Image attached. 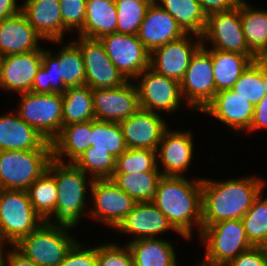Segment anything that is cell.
<instances>
[{
	"label": "cell",
	"instance_id": "1",
	"mask_svg": "<svg viewBox=\"0 0 267 266\" xmlns=\"http://www.w3.org/2000/svg\"><path fill=\"white\" fill-rule=\"evenodd\" d=\"M265 182L254 176L220 182L202 178V226L242 219L265 188Z\"/></svg>",
	"mask_w": 267,
	"mask_h": 266
},
{
	"label": "cell",
	"instance_id": "2",
	"mask_svg": "<svg viewBox=\"0 0 267 266\" xmlns=\"http://www.w3.org/2000/svg\"><path fill=\"white\" fill-rule=\"evenodd\" d=\"M162 176L153 203L185 239L192 238V227L202 226V179Z\"/></svg>",
	"mask_w": 267,
	"mask_h": 266
},
{
	"label": "cell",
	"instance_id": "3",
	"mask_svg": "<svg viewBox=\"0 0 267 266\" xmlns=\"http://www.w3.org/2000/svg\"><path fill=\"white\" fill-rule=\"evenodd\" d=\"M85 65L79 47L70 41L52 54L43 49L42 64L31 88L33 93L63 94L69 87L85 85Z\"/></svg>",
	"mask_w": 267,
	"mask_h": 266
},
{
	"label": "cell",
	"instance_id": "4",
	"mask_svg": "<svg viewBox=\"0 0 267 266\" xmlns=\"http://www.w3.org/2000/svg\"><path fill=\"white\" fill-rule=\"evenodd\" d=\"M55 178L58 197L55 208V223L77 226L86 209V193L94 181H87L85 174L74 163L52 159L47 169ZM84 210V211H83Z\"/></svg>",
	"mask_w": 267,
	"mask_h": 266
},
{
	"label": "cell",
	"instance_id": "5",
	"mask_svg": "<svg viewBox=\"0 0 267 266\" xmlns=\"http://www.w3.org/2000/svg\"><path fill=\"white\" fill-rule=\"evenodd\" d=\"M73 226L43 222L14 247L38 266H58L77 242L68 230Z\"/></svg>",
	"mask_w": 267,
	"mask_h": 266
},
{
	"label": "cell",
	"instance_id": "6",
	"mask_svg": "<svg viewBox=\"0 0 267 266\" xmlns=\"http://www.w3.org/2000/svg\"><path fill=\"white\" fill-rule=\"evenodd\" d=\"M200 239L206 245L205 266H225L253 245L249 242L241 219L222 220L201 226Z\"/></svg>",
	"mask_w": 267,
	"mask_h": 266
},
{
	"label": "cell",
	"instance_id": "7",
	"mask_svg": "<svg viewBox=\"0 0 267 266\" xmlns=\"http://www.w3.org/2000/svg\"><path fill=\"white\" fill-rule=\"evenodd\" d=\"M44 221L24 190L0 189V243L14 246Z\"/></svg>",
	"mask_w": 267,
	"mask_h": 266
},
{
	"label": "cell",
	"instance_id": "8",
	"mask_svg": "<svg viewBox=\"0 0 267 266\" xmlns=\"http://www.w3.org/2000/svg\"><path fill=\"white\" fill-rule=\"evenodd\" d=\"M52 159V150L0 151V189L27 191Z\"/></svg>",
	"mask_w": 267,
	"mask_h": 266
},
{
	"label": "cell",
	"instance_id": "9",
	"mask_svg": "<svg viewBox=\"0 0 267 266\" xmlns=\"http://www.w3.org/2000/svg\"><path fill=\"white\" fill-rule=\"evenodd\" d=\"M17 114L48 142H52L62 128V94L21 93Z\"/></svg>",
	"mask_w": 267,
	"mask_h": 266
},
{
	"label": "cell",
	"instance_id": "10",
	"mask_svg": "<svg viewBox=\"0 0 267 266\" xmlns=\"http://www.w3.org/2000/svg\"><path fill=\"white\" fill-rule=\"evenodd\" d=\"M185 104L202 112L216 94L211 53L202 45L193 55L188 69L180 82Z\"/></svg>",
	"mask_w": 267,
	"mask_h": 266
},
{
	"label": "cell",
	"instance_id": "11",
	"mask_svg": "<svg viewBox=\"0 0 267 266\" xmlns=\"http://www.w3.org/2000/svg\"><path fill=\"white\" fill-rule=\"evenodd\" d=\"M214 45L210 48L242 55H255L249 48L242 31L239 5L233 9L209 14L201 37Z\"/></svg>",
	"mask_w": 267,
	"mask_h": 266
},
{
	"label": "cell",
	"instance_id": "12",
	"mask_svg": "<svg viewBox=\"0 0 267 266\" xmlns=\"http://www.w3.org/2000/svg\"><path fill=\"white\" fill-rule=\"evenodd\" d=\"M135 79L139 80L136 88L140 109L155 113L159 111L171 113L178 110L183 99L180 83L157 73L150 67Z\"/></svg>",
	"mask_w": 267,
	"mask_h": 266
},
{
	"label": "cell",
	"instance_id": "13",
	"mask_svg": "<svg viewBox=\"0 0 267 266\" xmlns=\"http://www.w3.org/2000/svg\"><path fill=\"white\" fill-rule=\"evenodd\" d=\"M110 60L130 81L150 66V52L137 35L114 32L99 39Z\"/></svg>",
	"mask_w": 267,
	"mask_h": 266
},
{
	"label": "cell",
	"instance_id": "14",
	"mask_svg": "<svg viewBox=\"0 0 267 266\" xmlns=\"http://www.w3.org/2000/svg\"><path fill=\"white\" fill-rule=\"evenodd\" d=\"M73 42L83 56L85 85L91 89L116 88L128 81L110 60L99 39L79 36V39Z\"/></svg>",
	"mask_w": 267,
	"mask_h": 266
},
{
	"label": "cell",
	"instance_id": "15",
	"mask_svg": "<svg viewBox=\"0 0 267 266\" xmlns=\"http://www.w3.org/2000/svg\"><path fill=\"white\" fill-rule=\"evenodd\" d=\"M89 191L94 204L89 216L114 229L137 203L111 179H94Z\"/></svg>",
	"mask_w": 267,
	"mask_h": 266
},
{
	"label": "cell",
	"instance_id": "16",
	"mask_svg": "<svg viewBox=\"0 0 267 266\" xmlns=\"http://www.w3.org/2000/svg\"><path fill=\"white\" fill-rule=\"evenodd\" d=\"M95 120L121 122L140 109L136 84L128 80L116 88L92 89Z\"/></svg>",
	"mask_w": 267,
	"mask_h": 266
},
{
	"label": "cell",
	"instance_id": "17",
	"mask_svg": "<svg viewBox=\"0 0 267 266\" xmlns=\"http://www.w3.org/2000/svg\"><path fill=\"white\" fill-rule=\"evenodd\" d=\"M195 38L196 42L191 41L188 34H185L181 38L153 50L150 53L149 67L180 83L193 55L203 45L200 37L196 36Z\"/></svg>",
	"mask_w": 267,
	"mask_h": 266
},
{
	"label": "cell",
	"instance_id": "18",
	"mask_svg": "<svg viewBox=\"0 0 267 266\" xmlns=\"http://www.w3.org/2000/svg\"><path fill=\"white\" fill-rule=\"evenodd\" d=\"M159 113L139 109L126 120L119 122L129 149H151L156 151L167 121Z\"/></svg>",
	"mask_w": 267,
	"mask_h": 266
},
{
	"label": "cell",
	"instance_id": "19",
	"mask_svg": "<svg viewBox=\"0 0 267 266\" xmlns=\"http://www.w3.org/2000/svg\"><path fill=\"white\" fill-rule=\"evenodd\" d=\"M190 131H171L166 129L163 132L161 141L157 147V159L163 165L160 171L163 176H184L193 159L194 144Z\"/></svg>",
	"mask_w": 267,
	"mask_h": 266
},
{
	"label": "cell",
	"instance_id": "20",
	"mask_svg": "<svg viewBox=\"0 0 267 266\" xmlns=\"http://www.w3.org/2000/svg\"><path fill=\"white\" fill-rule=\"evenodd\" d=\"M202 112L212 115L239 133L250 128L254 106L233 89H226L217 92Z\"/></svg>",
	"mask_w": 267,
	"mask_h": 266
},
{
	"label": "cell",
	"instance_id": "21",
	"mask_svg": "<svg viewBox=\"0 0 267 266\" xmlns=\"http://www.w3.org/2000/svg\"><path fill=\"white\" fill-rule=\"evenodd\" d=\"M115 230L134 235L133 240L157 238L168 230L180 234L153 202L136 203Z\"/></svg>",
	"mask_w": 267,
	"mask_h": 266
},
{
	"label": "cell",
	"instance_id": "22",
	"mask_svg": "<svg viewBox=\"0 0 267 266\" xmlns=\"http://www.w3.org/2000/svg\"><path fill=\"white\" fill-rule=\"evenodd\" d=\"M43 48L23 54L3 56L1 88L25 93L31 92L37 71L41 67Z\"/></svg>",
	"mask_w": 267,
	"mask_h": 266
},
{
	"label": "cell",
	"instance_id": "23",
	"mask_svg": "<svg viewBox=\"0 0 267 266\" xmlns=\"http://www.w3.org/2000/svg\"><path fill=\"white\" fill-rule=\"evenodd\" d=\"M184 35L176 20L156 0L149 6L137 33L138 39L150 53Z\"/></svg>",
	"mask_w": 267,
	"mask_h": 266
},
{
	"label": "cell",
	"instance_id": "24",
	"mask_svg": "<svg viewBox=\"0 0 267 266\" xmlns=\"http://www.w3.org/2000/svg\"><path fill=\"white\" fill-rule=\"evenodd\" d=\"M21 11L43 40L58 44L63 41L68 30L63 26L59 0H25Z\"/></svg>",
	"mask_w": 267,
	"mask_h": 266
},
{
	"label": "cell",
	"instance_id": "25",
	"mask_svg": "<svg viewBox=\"0 0 267 266\" xmlns=\"http://www.w3.org/2000/svg\"><path fill=\"white\" fill-rule=\"evenodd\" d=\"M39 39L43 40L22 11L0 21L1 56L39 50Z\"/></svg>",
	"mask_w": 267,
	"mask_h": 266
},
{
	"label": "cell",
	"instance_id": "26",
	"mask_svg": "<svg viewBox=\"0 0 267 266\" xmlns=\"http://www.w3.org/2000/svg\"><path fill=\"white\" fill-rule=\"evenodd\" d=\"M52 150L51 142L43 138L16 113L0 115V151Z\"/></svg>",
	"mask_w": 267,
	"mask_h": 266
},
{
	"label": "cell",
	"instance_id": "27",
	"mask_svg": "<svg viewBox=\"0 0 267 266\" xmlns=\"http://www.w3.org/2000/svg\"><path fill=\"white\" fill-rule=\"evenodd\" d=\"M92 120L62 126L58 136L51 142L53 159L65 163L63 157L73 163L91 147Z\"/></svg>",
	"mask_w": 267,
	"mask_h": 266
},
{
	"label": "cell",
	"instance_id": "28",
	"mask_svg": "<svg viewBox=\"0 0 267 266\" xmlns=\"http://www.w3.org/2000/svg\"><path fill=\"white\" fill-rule=\"evenodd\" d=\"M117 8L115 0H87L86 18L79 36L101 39L117 32Z\"/></svg>",
	"mask_w": 267,
	"mask_h": 266
},
{
	"label": "cell",
	"instance_id": "29",
	"mask_svg": "<svg viewBox=\"0 0 267 266\" xmlns=\"http://www.w3.org/2000/svg\"><path fill=\"white\" fill-rule=\"evenodd\" d=\"M212 56L216 93L232 89L242 72L252 61L259 59L256 55H242L218 49H207Z\"/></svg>",
	"mask_w": 267,
	"mask_h": 266
},
{
	"label": "cell",
	"instance_id": "30",
	"mask_svg": "<svg viewBox=\"0 0 267 266\" xmlns=\"http://www.w3.org/2000/svg\"><path fill=\"white\" fill-rule=\"evenodd\" d=\"M246 2L242 0L239 3L246 43L259 59H267V10L252 8Z\"/></svg>",
	"mask_w": 267,
	"mask_h": 266
},
{
	"label": "cell",
	"instance_id": "31",
	"mask_svg": "<svg viewBox=\"0 0 267 266\" xmlns=\"http://www.w3.org/2000/svg\"><path fill=\"white\" fill-rule=\"evenodd\" d=\"M134 266H177L174 248L169 241L159 238L130 240L127 243Z\"/></svg>",
	"mask_w": 267,
	"mask_h": 266
},
{
	"label": "cell",
	"instance_id": "32",
	"mask_svg": "<svg viewBox=\"0 0 267 266\" xmlns=\"http://www.w3.org/2000/svg\"><path fill=\"white\" fill-rule=\"evenodd\" d=\"M156 2L176 20L184 34L191 36L190 34L193 33L195 37L200 38L203 36L207 15L198 0H158Z\"/></svg>",
	"mask_w": 267,
	"mask_h": 266
},
{
	"label": "cell",
	"instance_id": "33",
	"mask_svg": "<svg viewBox=\"0 0 267 266\" xmlns=\"http://www.w3.org/2000/svg\"><path fill=\"white\" fill-rule=\"evenodd\" d=\"M62 104V126L95 120L92 89L87 85L67 88Z\"/></svg>",
	"mask_w": 267,
	"mask_h": 266
},
{
	"label": "cell",
	"instance_id": "34",
	"mask_svg": "<svg viewBox=\"0 0 267 266\" xmlns=\"http://www.w3.org/2000/svg\"><path fill=\"white\" fill-rule=\"evenodd\" d=\"M161 172L113 174L111 180L137 203L153 202L156 199Z\"/></svg>",
	"mask_w": 267,
	"mask_h": 266
},
{
	"label": "cell",
	"instance_id": "35",
	"mask_svg": "<svg viewBox=\"0 0 267 266\" xmlns=\"http://www.w3.org/2000/svg\"><path fill=\"white\" fill-rule=\"evenodd\" d=\"M27 192L35 212L42 220L44 222L55 223L58 190L54 176L46 170L30 185Z\"/></svg>",
	"mask_w": 267,
	"mask_h": 266
},
{
	"label": "cell",
	"instance_id": "36",
	"mask_svg": "<svg viewBox=\"0 0 267 266\" xmlns=\"http://www.w3.org/2000/svg\"><path fill=\"white\" fill-rule=\"evenodd\" d=\"M91 147L106 150L115 158L128 149L119 123L99 120H92Z\"/></svg>",
	"mask_w": 267,
	"mask_h": 266
},
{
	"label": "cell",
	"instance_id": "37",
	"mask_svg": "<svg viewBox=\"0 0 267 266\" xmlns=\"http://www.w3.org/2000/svg\"><path fill=\"white\" fill-rule=\"evenodd\" d=\"M232 89L256 106L266 95V83L262 80V59L252 61Z\"/></svg>",
	"mask_w": 267,
	"mask_h": 266
},
{
	"label": "cell",
	"instance_id": "38",
	"mask_svg": "<svg viewBox=\"0 0 267 266\" xmlns=\"http://www.w3.org/2000/svg\"><path fill=\"white\" fill-rule=\"evenodd\" d=\"M154 0H115L117 8V32L137 35L146 12Z\"/></svg>",
	"mask_w": 267,
	"mask_h": 266
},
{
	"label": "cell",
	"instance_id": "39",
	"mask_svg": "<svg viewBox=\"0 0 267 266\" xmlns=\"http://www.w3.org/2000/svg\"><path fill=\"white\" fill-rule=\"evenodd\" d=\"M157 153L151 149H127L116 158L114 174L160 172Z\"/></svg>",
	"mask_w": 267,
	"mask_h": 266
},
{
	"label": "cell",
	"instance_id": "40",
	"mask_svg": "<svg viewBox=\"0 0 267 266\" xmlns=\"http://www.w3.org/2000/svg\"><path fill=\"white\" fill-rule=\"evenodd\" d=\"M93 179H111L116 168V158L106 150H93L89 147L73 162Z\"/></svg>",
	"mask_w": 267,
	"mask_h": 266
},
{
	"label": "cell",
	"instance_id": "41",
	"mask_svg": "<svg viewBox=\"0 0 267 266\" xmlns=\"http://www.w3.org/2000/svg\"><path fill=\"white\" fill-rule=\"evenodd\" d=\"M241 221L249 242L253 246H260L267 237V198H263L262 191Z\"/></svg>",
	"mask_w": 267,
	"mask_h": 266
},
{
	"label": "cell",
	"instance_id": "42",
	"mask_svg": "<svg viewBox=\"0 0 267 266\" xmlns=\"http://www.w3.org/2000/svg\"><path fill=\"white\" fill-rule=\"evenodd\" d=\"M96 261L97 266H134L128 245L118 246L114 243L96 247Z\"/></svg>",
	"mask_w": 267,
	"mask_h": 266
},
{
	"label": "cell",
	"instance_id": "43",
	"mask_svg": "<svg viewBox=\"0 0 267 266\" xmlns=\"http://www.w3.org/2000/svg\"><path fill=\"white\" fill-rule=\"evenodd\" d=\"M86 1L59 0L63 26L68 32H73L74 29L79 32L83 28L86 18Z\"/></svg>",
	"mask_w": 267,
	"mask_h": 266
},
{
	"label": "cell",
	"instance_id": "44",
	"mask_svg": "<svg viewBox=\"0 0 267 266\" xmlns=\"http://www.w3.org/2000/svg\"><path fill=\"white\" fill-rule=\"evenodd\" d=\"M58 266H97L96 247H83L77 241Z\"/></svg>",
	"mask_w": 267,
	"mask_h": 266
},
{
	"label": "cell",
	"instance_id": "45",
	"mask_svg": "<svg viewBox=\"0 0 267 266\" xmlns=\"http://www.w3.org/2000/svg\"><path fill=\"white\" fill-rule=\"evenodd\" d=\"M225 266H267V256L259 246H253Z\"/></svg>",
	"mask_w": 267,
	"mask_h": 266
},
{
	"label": "cell",
	"instance_id": "46",
	"mask_svg": "<svg viewBox=\"0 0 267 266\" xmlns=\"http://www.w3.org/2000/svg\"><path fill=\"white\" fill-rule=\"evenodd\" d=\"M242 0H198L204 13L208 16L215 12H221L233 9L239 5Z\"/></svg>",
	"mask_w": 267,
	"mask_h": 266
},
{
	"label": "cell",
	"instance_id": "47",
	"mask_svg": "<svg viewBox=\"0 0 267 266\" xmlns=\"http://www.w3.org/2000/svg\"><path fill=\"white\" fill-rule=\"evenodd\" d=\"M267 129V94L254 106V115L248 131H257Z\"/></svg>",
	"mask_w": 267,
	"mask_h": 266
},
{
	"label": "cell",
	"instance_id": "48",
	"mask_svg": "<svg viewBox=\"0 0 267 266\" xmlns=\"http://www.w3.org/2000/svg\"><path fill=\"white\" fill-rule=\"evenodd\" d=\"M12 248L13 250L5 253L4 266H38L32 260L19 252L14 246H12Z\"/></svg>",
	"mask_w": 267,
	"mask_h": 266
},
{
	"label": "cell",
	"instance_id": "49",
	"mask_svg": "<svg viewBox=\"0 0 267 266\" xmlns=\"http://www.w3.org/2000/svg\"><path fill=\"white\" fill-rule=\"evenodd\" d=\"M21 11V6L17 5V0H0V21L9 18Z\"/></svg>",
	"mask_w": 267,
	"mask_h": 266
},
{
	"label": "cell",
	"instance_id": "50",
	"mask_svg": "<svg viewBox=\"0 0 267 266\" xmlns=\"http://www.w3.org/2000/svg\"><path fill=\"white\" fill-rule=\"evenodd\" d=\"M262 80L266 83V94H267V59H262Z\"/></svg>",
	"mask_w": 267,
	"mask_h": 266
},
{
	"label": "cell",
	"instance_id": "51",
	"mask_svg": "<svg viewBox=\"0 0 267 266\" xmlns=\"http://www.w3.org/2000/svg\"><path fill=\"white\" fill-rule=\"evenodd\" d=\"M4 244H1L0 243V266H4V256L5 254L4 253Z\"/></svg>",
	"mask_w": 267,
	"mask_h": 266
},
{
	"label": "cell",
	"instance_id": "52",
	"mask_svg": "<svg viewBox=\"0 0 267 266\" xmlns=\"http://www.w3.org/2000/svg\"><path fill=\"white\" fill-rule=\"evenodd\" d=\"M263 253L267 256V237L259 246Z\"/></svg>",
	"mask_w": 267,
	"mask_h": 266
},
{
	"label": "cell",
	"instance_id": "53",
	"mask_svg": "<svg viewBox=\"0 0 267 266\" xmlns=\"http://www.w3.org/2000/svg\"><path fill=\"white\" fill-rule=\"evenodd\" d=\"M2 70H3V56L0 55V88H1V80H2Z\"/></svg>",
	"mask_w": 267,
	"mask_h": 266
}]
</instances>
